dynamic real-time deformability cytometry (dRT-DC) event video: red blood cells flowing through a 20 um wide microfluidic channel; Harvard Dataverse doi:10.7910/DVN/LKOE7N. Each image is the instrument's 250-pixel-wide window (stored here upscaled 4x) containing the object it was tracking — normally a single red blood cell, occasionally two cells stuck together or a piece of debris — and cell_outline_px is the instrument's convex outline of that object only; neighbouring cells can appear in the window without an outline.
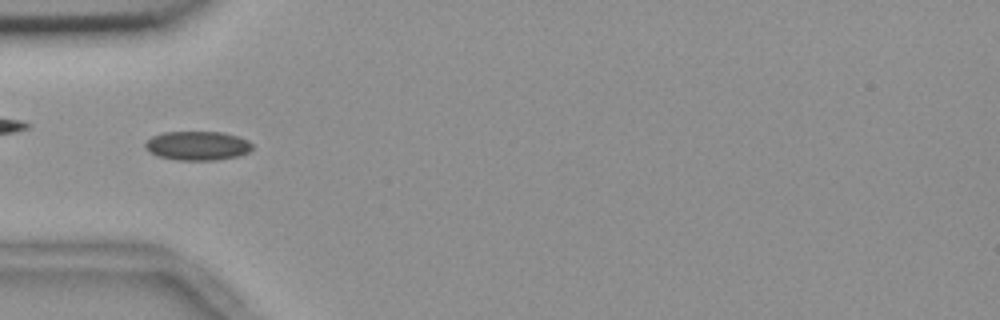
{"species": "common noctule bat (a hibernating species)", "species_latin": "Nyctalus noctula", "temperature_condition": "room temperature", "stored_images_in_passage": 5, "camera_frame_rate_fps": 3000, "um_per_image_px": 0.085, "animal": {"sex": "female", "body_mass_g": 18.4}, "frame": {"image": 1, "passage_image": 4, "time_ms": 1.0, "image_size_px": [1000, 320], "cell_outline_px": [[252, 148], [248, 152], [240, 156], [216, 160], [176, 160], [156, 156], [148, 152], [144, 148], [144, 144], [152, 136], [164, 132], [220, 132], [236, 136], [248, 140], [252, 144]], "centroid_in_image_um": [16.75, 12.4], "position_along_channel_um": 68.2, "area_um2": 18.26}}